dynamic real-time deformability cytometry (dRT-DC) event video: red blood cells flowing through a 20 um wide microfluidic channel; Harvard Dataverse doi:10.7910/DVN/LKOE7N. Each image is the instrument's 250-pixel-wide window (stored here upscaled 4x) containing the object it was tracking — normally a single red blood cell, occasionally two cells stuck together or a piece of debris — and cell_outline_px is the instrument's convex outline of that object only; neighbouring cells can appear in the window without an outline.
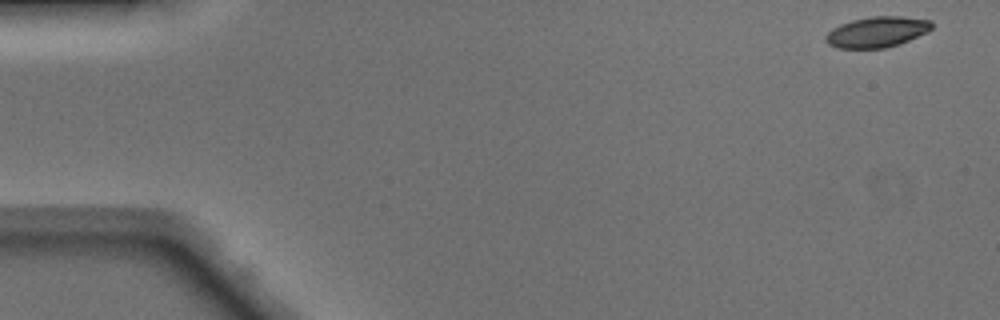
{"species": "Egyptian fruit bat (a non-hibernating species)", "species_latin": "Rousettus aegyptiacus", "temperature_condition": "warm", "stored_images_in_passage": 47, "camera_frame_rate_fps": 3000, "um_per_image_px": 0.085, "animal": {"sex": "male"}, "frame": {"image": 1, "passage_image": 1, "time_ms": 0.0, "image_size_px": [1000, 320], "cell_outline_px": [[932, 28], [928, 32], [908, 40], [884, 48], [836, 48], [828, 44], [824, 40], [824, 36], [832, 28], [840, 24], [852, 20], [872, 16], [900, 16], [932, 20]], "centroid_in_image_um": [74.52, 2.71], "position_along_channel_um": 10.5, "area_um2": 18.96}}
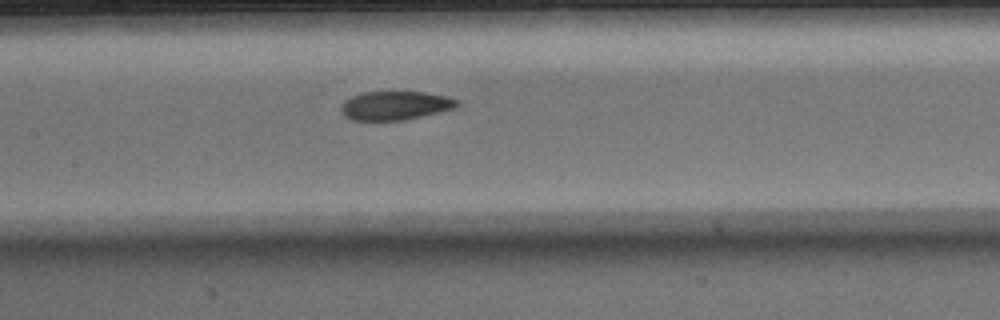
{"frame": {"image": 2, "passage_image": 22, "time_ms": 7.0, "image_size_px": [1000, 320], "cell_outline_px": [[460, 104], [456, 108], [404, 120], [352, 120], [344, 116], [344, 100], [352, 96], [364, 92], [424, 92], [444, 96], [456, 100]], "centroid_in_image_um": [33.62, 8.97], "position_along_channel_um": 173.8, "area_um2": 19.07}}
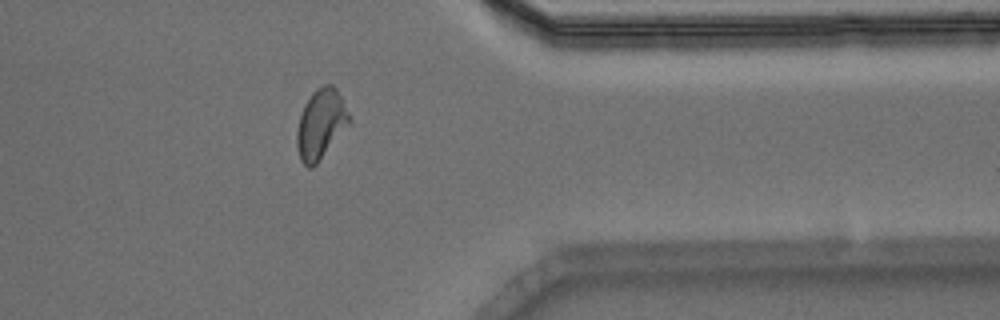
{"frame": {"image": 3, "passage_image": 38, "time_ms": 12.333, "image_size_px": [1000, 320], "cell_outline_px": [[348, 124], [316, 164], [312, 168], [308, 168], [300, 160], [296, 144], [296, 132], [300, 116], [304, 104], [312, 92], [316, 88], [324, 84], [332, 84], [336, 88], [348, 112]], "centroid_in_image_um": [27.22, 10.53], "position_along_channel_um": 384.2, "area_um2": 20.81}, "authors_computed_cell_mechanics": {"area_um2": 19.9988, "velocity_mm_per_s": 4.1657, "shape_relaxation_time_tau1_ms": 3.8083, "shape_relaxation_time_tau2_ms": 1.7968, "deformation_change_tau1": 0.1728, "deformation_change_tau2": 0.0812}}